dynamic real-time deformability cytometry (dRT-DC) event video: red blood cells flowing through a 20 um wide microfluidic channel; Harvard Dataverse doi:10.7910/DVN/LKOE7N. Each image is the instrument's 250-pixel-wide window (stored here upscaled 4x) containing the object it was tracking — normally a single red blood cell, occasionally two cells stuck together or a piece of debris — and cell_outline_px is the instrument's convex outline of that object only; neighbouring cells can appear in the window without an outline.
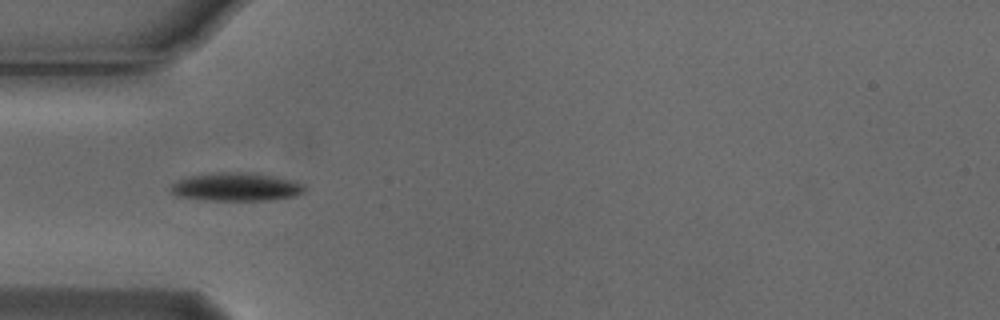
{"species": "Egyptian fruit bat (a non-hibernating species)", "species_latin": "Rousettus aegyptiacus", "temperature_condition": "cold", "stored_images_in_passage": 41, "camera_frame_rate_fps": 3000, "um_per_image_px": 0.085, "animal": {"sex": "male"}, "frame": {"image": 1, "passage_image": 3, "time_ms": 0.667, "image_size_px": [1000, 320], "cell_outline_px": [[308, 188], [304, 192], [296, 196], [268, 200], [208, 200], [176, 196], [168, 188], [172, 184], [188, 176], [216, 172], [240, 172], [272, 176], [292, 180], [304, 184]], "centroid_in_image_um": [20.09, 15.89], "position_along_channel_um": 64.9, "area_um2": 22.02}}
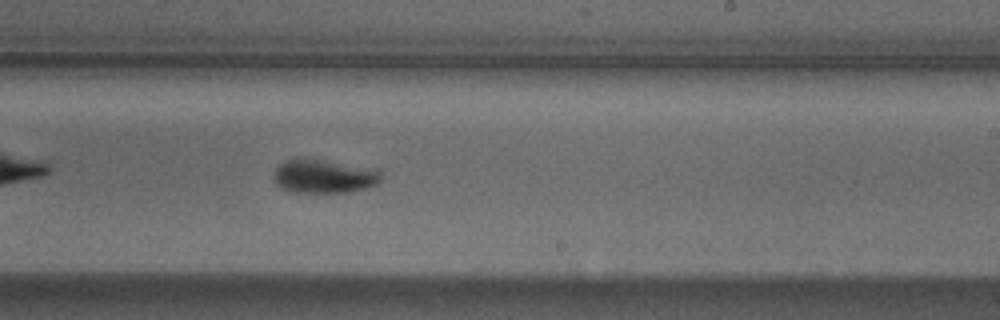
{"frame": {"image": 2, "passage_image": 19, "time_ms": 6.0, "image_size_px": [1000, 320], "cell_outline_px": [[380, 180], [376, 184], [364, 188], [344, 192], [292, 192], [276, 184], [272, 180], [272, 176], [276, 168], [284, 160], [324, 160], [380, 168]], "centroid_in_image_um": [27.55, 14.98], "position_along_channel_um": 261.5, "area_um2": 20.92}}
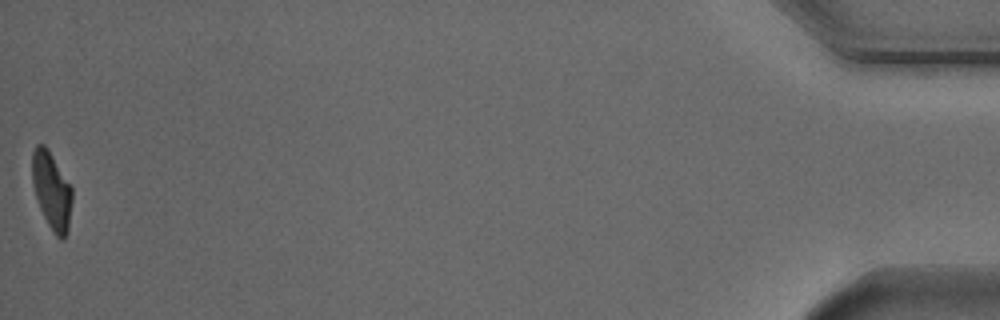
{"frame": {"image": 3, "passage_image": 41, "time_ms": 13.333, "image_size_px": [1000, 320], "cell_outline_px": [[72, 200], [68, 232], [64, 240], [60, 240], [56, 236], [48, 224], [40, 208], [36, 196], [32, 180], [32, 152], [36, 144], [44, 144], [48, 148], [72, 188]], "centroid_in_image_um": [4.4, 16.21], "position_along_channel_um": 430.8, "area_um2": 17.98}, "authors_computed_cell_mechanics": {"area_um2": 20.3456, "velocity_mm_per_s": 3.7093, "shape_relaxation_time_tau1_ms": 1.691, "shape_relaxation_time_tau2_ms": null, "deformation_change_tau1": 0.1372, "deformation_change_tau2": null}}